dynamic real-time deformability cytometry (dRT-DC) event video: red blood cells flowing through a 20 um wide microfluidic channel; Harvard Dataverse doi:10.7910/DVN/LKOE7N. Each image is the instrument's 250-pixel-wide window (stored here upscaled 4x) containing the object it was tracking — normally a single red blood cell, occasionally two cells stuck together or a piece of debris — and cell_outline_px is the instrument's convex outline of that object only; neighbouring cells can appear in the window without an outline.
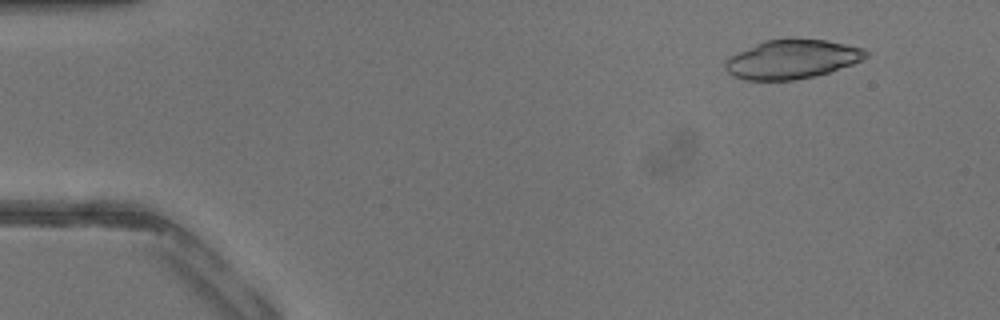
{"species": "common noctule bat (a hibernating species)", "species_latin": "Nyctalus noctula", "temperature_condition": "warm", "stored_images_in_passage": 41, "camera_frame_rate_fps": 3000, "um_per_image_px": 0.085, "animal": {"sex": "male", "body_mass_g": 13.3}, "frame": {"image": 1, "passage_image": 4, "time_ms": 1.0, "image_size_px": [1000, 320], "cell_outline_px": [[868, 56], [864, 60], [816, 76], [796, 80], [744, 80], [732, 76], [724, 68], [724, 64], [732, 56], [764, 40], [824, 40], [864, 48], [868, 52]], "centroid_in_image_um": [67.34, 5.06], "position_along_channel_um": 17.7, "area_um2": 31.44}}
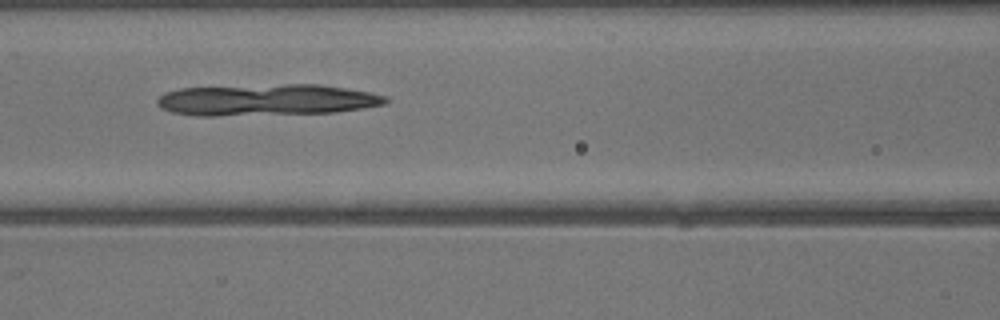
{"frame": {"image": 2, "passage_image": 18, "time_ms": 5.667, "image_size_px": [1000, 320], "cell_outline_px": [[388, 100], [384, 104], [364, 108], [336, 112], [216, 116], [196, 116], [172, 112], [160, 108], [156, 104], [156, 100], [164, 92], [180, 88], [284, 84], [320, 84], [368, 92], [388, 96]], "centroid_in_image_um": [22.63, 8.49], "position_along_channel_um": 144.0, "area_um2": 41.96}}
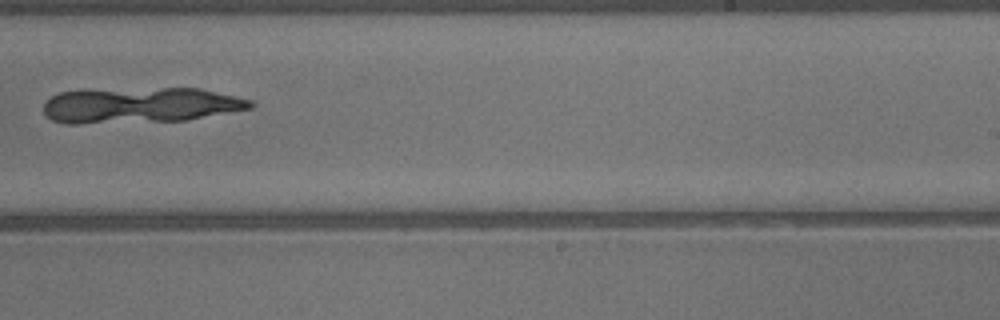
{"frame": {"image": 3, "passage_image": 26, "time_ms": 8.333, "image_size_px": [1000, 320], "cell_outline_px": [[256, 104], [252, 108], [184, 120], [76, 124], [68, 124], [52, 120], [44, 116], [44, 104], [52, 96], [60, 92], [84, 88], [200, 88], [252, 100]], "centroid_in_image_um": [11.85, 8.92], "position_along_channel_um": 277.2, "area_um2": 43.52}}